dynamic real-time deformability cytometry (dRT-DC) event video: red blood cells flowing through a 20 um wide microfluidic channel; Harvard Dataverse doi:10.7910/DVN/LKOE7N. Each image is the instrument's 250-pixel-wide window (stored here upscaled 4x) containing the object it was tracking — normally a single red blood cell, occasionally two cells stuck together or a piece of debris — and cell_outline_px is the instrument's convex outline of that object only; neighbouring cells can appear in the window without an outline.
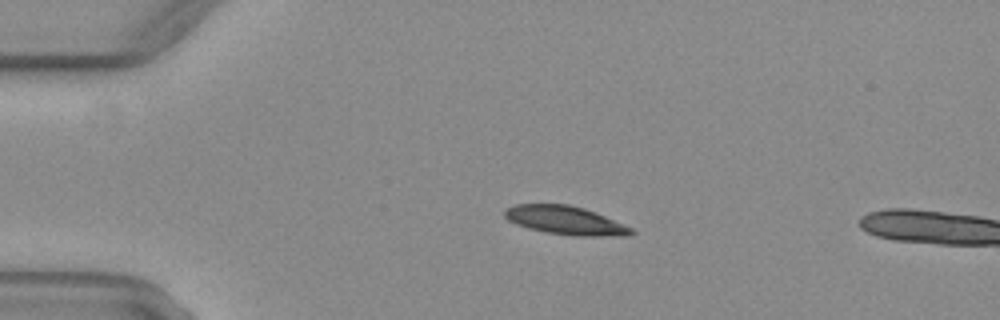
{"species": "common noctule bat (a hibernating species)", "species_latin": "Nyctalus noctula", "temperature_condition": "warm", "stored_images_in_passage": 4, "camera_frame_rate_fps": 3000, "um_per_image_px": 0.085, "animal": {"sex": "female", "body_mass_g": 29.2, "forearm_length_mm": 56.3}, "frame": {"image": 1, "passage_image": 2, "time_ms": 0.333, "image_size_px": [1000, 320], "cell_outline_px": [[636, 232], [628, 236], [572, 236], [548, 232], [528, 228], [516, 224], [508, 220], [504, 216], [504, 208], [516, 204], [568, 204], [584, 208], [604, 216], [632, 228]], "centroid_in_image_um": [48.04, 18.73], "position_along_channel_um": 37.0, "area_um2": 21.04}}